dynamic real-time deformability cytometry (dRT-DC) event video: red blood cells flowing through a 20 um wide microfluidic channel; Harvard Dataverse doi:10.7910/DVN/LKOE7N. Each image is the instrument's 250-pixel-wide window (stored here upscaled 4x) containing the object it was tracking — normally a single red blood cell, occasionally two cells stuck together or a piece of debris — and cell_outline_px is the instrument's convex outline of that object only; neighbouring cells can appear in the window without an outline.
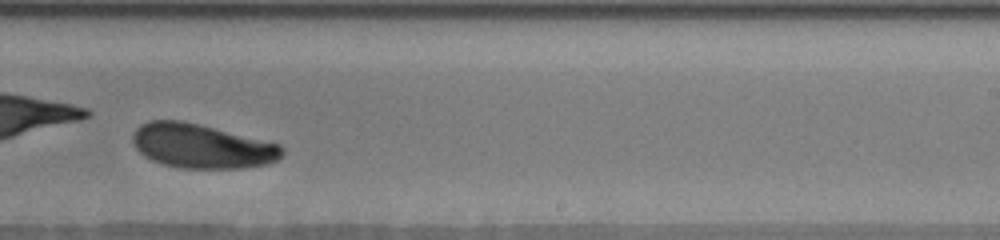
{"species": "human", "species_latin": "Homo sapiens", "temperature_condition": "warm", "stored_images_in_passage": 38, "camera_frame_rate_fps": 3000, "um_per_image_px": 0.085, "donor": {"sex": "male"}, "frame": {"image": 1, "passage_image": 20, "time_ms": 6.0, "image_size_px": [1000, 240], "cell_outline_px": [[284, 156], [268, 164], [244, 168], [180, 168], [160, 164], [144, 156], [136, 148], [132, 140], [132, 132], [140, 124], [148, 120], [180, 120], [280, 144], [284, 148]], "centroid_in_image_um": [17.12, 12.43], "position_along_channel_um": 271.9, "area_um2": 38.61}, "authors_computed_cell_mechanics": {"area_um2": 39.3329, "velocity_mm_per_s": 3.6402, "shape_relaxation_time_tau1_ms": 1.5343, "shape_relaxation_time_tau2_ms": null, "deformation_change_tau1": 0.1535, "deformation_change_tau2": null}}